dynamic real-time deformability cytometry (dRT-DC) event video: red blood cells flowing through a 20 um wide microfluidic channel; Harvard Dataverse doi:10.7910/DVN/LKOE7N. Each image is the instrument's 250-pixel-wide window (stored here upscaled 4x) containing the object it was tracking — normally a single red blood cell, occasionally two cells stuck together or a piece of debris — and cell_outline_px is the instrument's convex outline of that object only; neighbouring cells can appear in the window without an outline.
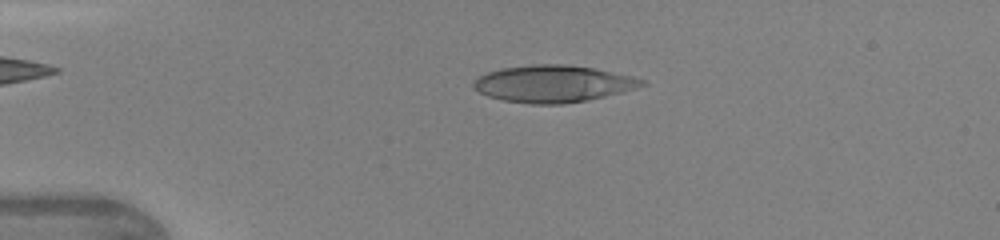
{"species": "human", "species_latin": "Homo sapiens", "temperature_condition": "warm", "stored_images_in_passage": 42, "camera_frame_rate_fps": 3000, "um_per_image_px": 0.085, "donor": {"sex": "female"}, "frame": {"image": 1, "passage_image": 7, "time_ms": 2.0, "image_size_px": [1000, 240], "cell_outline_px": [[648, 84], [636, 88], [588, 100], [564, 104], [532, 104], [504, 100], [488, 96], [472, 88], [472, 80], [488, 72], [500, 68], [532, 64], [564, 64], [596, 68], [632, 76], [648, 80]], "centroid_in_image_um": [47.02, 7.11], "position_along_channel_um": 38.0, "area_um2": 36.47}}
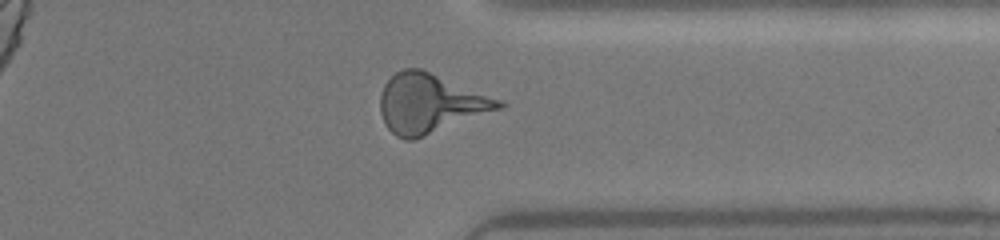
{"frame": {"image": 2, "passage_image": 33, "time_ms": 10.667, "image_size_px": [1000, 240], "cell_outline_px": [[508, 104], [504, 108], [416, 140], [404, 140], [396, 136], [384, 124], [380, 112], [380, 96], [384, 84], [396, 72], [404, 68], [420, 68], [500, 100]], "centroid_in_image_um": [36.54, 8.83], "position_along_channel_um": 374.9, "area_um2": 40.98}}
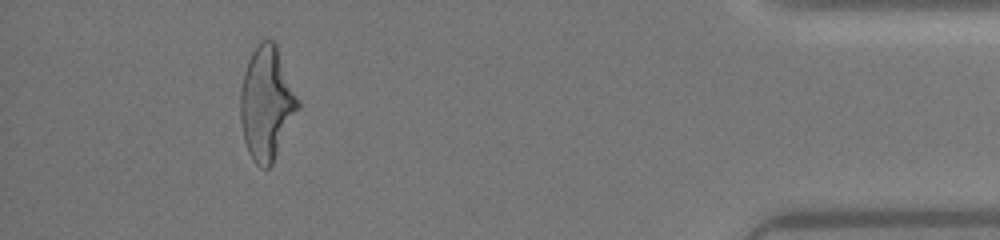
{"frame": {"image": 3, "passage_image": 39, "time_ms": 12.667, "image_size_px": [1000, 240], "cell_outline_px": [[300, 108], [272, 164], [268, 168], [264, 168], [256, 164], [252, 160], [248, 152], [244, 140], [240, 120], [240, 88], [244, 72], [248, 60], [252, 52], [260, 40], [272, 40], [276, 44], [300, 100]], "centroid_in_image_um": [22.67, 8.78], "position_along_channel_um": 412.5, "area_um2": 38.26}, "authors_computed_cell_mechanics": {"area_um2": 36.6163, "velocity_mm_per_s": 4.365, "shape_relaxation_time_tau1_ms": 5.5952, "shape_relaxation_time_tau2_ms": 1.2147, "deformation_change_tau1": 0.2265, "deformation_change_tau2": 0.1236}}